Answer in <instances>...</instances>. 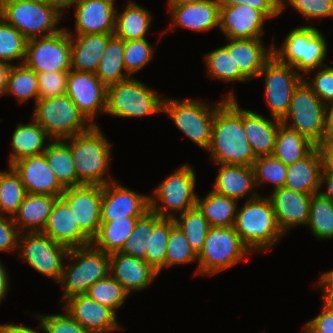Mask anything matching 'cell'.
<instances>
[{"mask_svg":"<svg viewBox=\"0 0 333 333\" xmlns=\"http://www.w3.org/2000/svg\"><path fill=\"white\" fill-rule=\"evenodd\" d=\"M216 164L250 167L257 159L242 124V108L233 91L216 106L211 142L208 147Z\"/></svg>","mask_w":333,"mask_h":333,"instance_id":"cell-1","label":"cell"},{"mask_svg":"<svg viewBox=\"0 0 333 333\" xmlns=\"http://www.w3.org/2000/svg\"><path fill=\"white\" fill-rule=\"evenodd\" d=\"M234 229L251 253L268 252L285 235L269 197L261 195L246 199L243 207L237 209Z\"/></svg>","mask_w":333,"mask_h":333,"instance_id":"cell-2","label":"cell"},{"mask_svg":"<svg viewBox=\"0 0 333 333\" xmlns=\"http://www.w3.org/2000/svg\"><path fill=\"white\" fill-rule=\"evenodd\" d=\"M98 125L67 140L78 177V186L105 185L115 181L105 177L112 153L107 137Z\"/></svg>","mask_w":333,"mask_h":333,"instance_id":"cell-3","label":"cell"},{"mask_svg":"<svg viewBox=\"0 0 333 333\" xmlns=\"http://www.w3.org/2000/svg\"><path fill=\"white\" fill-rule=\"evenodd\" d=\"M66 258L70 264L63 267L58 281L63 287V303L72 296L86 294L90 286L110 274V254L92 244L70 248Z\"/></svg>","mask_w":333,"mask_h":333,"instance_id":"cell-4","label":"cell"},{"mask_svg":"<svg viewBox=\"0 0 333 333\" xmlns=\"http://www.w3.org/2000/svg\"><path fill=\"white\" fill-rule=\"evenodd\" d=\"M63 13L60 7L37 0H7L0 5V17L27 40L61 31L56 26Z\"/></svg>","mask_w":333,"mask_h":333,"instance_id":"cell-5","label":"cell"},{"mask_svg":"<svg viewBox=\"0 0 333 333\" xmlns=\"http://www.w3.org/2000/svg\"><path fill=\"white\" fill-rule=\"evenodd\" d=\"M32 115L51 141H67L93 126L67 94L38 99Z\"/></svg>","mask_w":333,"mask_h":333,"instance_id":"cell-6","label":"cell"},{"mask_svg":"<svg viewBox=\"0 0 333 333\" xmlns=\"http://www.w3.org/2000/svg\"><path fill=\"white\" fill-rule=\"evenodd\" d=\"M313 26H300L291 30L281 46L273 43V55L282 63L307 73L327 65V42L322 33ZM300 71V72H299Z\"/></svg>","mask_w":333,"mask_h":333,"instance_id":"cell-7","label":"cell"},{"mask_svg":"<svg viewBox=\"0 0 333 333\" xmlns=\"http://www.w3.org/2000/svg\"><path fill=\"white\" fill-rule=\"evenodd\" d=\"M153 88L130 77L107 87L105 113L131 118L155 115L163 111V97Z\"/></svg>","mask_w":333,"mask_h":333,"instance_id":"cell-8","label":"cell"},{"mask_svg":"<svg viewBox=\"0 0 333 333\" xmlns=\"http://www.w3.org/2000/svg\"><path fill=\"white\" fill-rule=\"evenodd\" d=\"M250 250L232 227H210L198 256L196 274L214 275L248 257ZM247 255V256H246Z\"/></svg>","mask_w":333,"mask_h":333,"instance_id":"cell-9","label":"cell"},{"mask_svg":"<svg viewBox=\"0 0 333 333\" xmlns=\"http://www.w3.org/2000/svg\"><path fill=\"white\" fill-rule=\"evenodd\" d=\"M195 182L194 169L188 164L182 165L154 190L149 197L150 209L160 217L174 219L177 213L180 215L195 207L198 197Z\"/></svg>","mask_w":333,"mask_h":333,"instance_id":"cell-10","label":"cell"},{"mask_svg":"<svg viewBox=\"0 0 333 333\" xmlns=\"http://www.w3.org/2000/svg\"><path fill=\"white\" fill-rule=\"evenodd\" d=\"M281 123L316 146L325 140V104L304 80L295 88L289 110Z\"/></svg>","mask_w":333,"mask_h":333,"instance_id":"cell-11","label":"cell"},{"mask_svg":"<svg viewBox=\"0 0 333 333\" xmlns=\"http://www.w3.org/2000/svg\"><path fill=\"white\" fill-rule=\"evenodd\" d=\"M216 105L209 106L197 99H172L165 97L163 112L168 114L178 129L197 146L208 149Z\"/></svg>","mask_w":333,"mask_h":333,"instance_id":"cell-12","label":"cell"},{"mask_svg":"<svg viewBox=\"0 0 333 333\" xmlns=\"http://www.w3.org/2000/svg\"><path fill=\"white\" fill-rule=\"evenodd\" d=\"M20 251V252H19ZM69 248L53 241L42 232H23L18 239V253L37 272L60 280Z\"/></svg>","mask_w":333,"mask_h":333,"instance_id":"cell-13","label":"cell"},{"mask_svg":"<svg viewBox=\"0 0 333 333\" xmlns=\"http://www.w3.org/2000/svg\"><path fill=\"white\" fill-rule=\"evenodd\" d=\"M70 59V36L66 28L51 35L27 40L24 64L36 73L69 72Z\"/></svg>","mask_w":333,"mask_h":333,"instance_id":"cell-14","label":"cell"},{"mask_svg":"<svg viewBox=\"0 0 333 333\" xmlns=\"http://www.w3.org/2000/svg\"><path fill=\"white\" fill-rule=\"evenodd\" d=\"M262 76H265L264 92L270 116L282 121L289 110L293 92L304 76L274 55L266 62L258 78Z\"/></svg>","mask_w":333,"mask_h":333,"instance_id":"cell-15","label":"cell"},{"mask_svg":"<svg viewBox=\"0 0 333 333\" xmlns=\"http://www.w3.org/2000/svg\"><path fill=\"white\" fill-rule=\"evenodd\" d=\"M66 94L92 124L99 112L105 113L107 87L94 73L70 70L67 76Z\"/></svg>","mask_w":333,"mask_h":333,"instance_id":"cell-16","label":"cell"},{"mask_svg":"<svg viewBox=\"0 0 333 333\" xmlns=\"http://www.w3.org/2000/svg\"><path fill=\"white\" fill-rule=\"evenodd\" d=\"M61 198L69 205L80 230L92 241L101 223L102 186L83 184L66 188Z\"/></svg>","mask_w":333,"mask_h":333,"instance_id":"cell-17","label":"cell"},{"mask_svg":"<svg viewBox=\"0 0 333 333\" xmlns=\"http://www.w3.org/2000/svg\"><path fill=\"white\" fill-rule=\"evenodd\" d=\"M150 196L124 187L112 181L102 186L101 222H110L123 217H141L150 210Z\"/></svg>","mask_w":333,"mask_h":333,"instance_id":"cell-18","label":"cell"},{"mask_svg":"<svg viewBox=\"0 0 333 333\" xmlns=\"http://www.w3.org/2000/svg\"><path fill=\"white\" fill-rule=\"evenodd\" d=\"M10 166L19 175L28 194L62 196L65 189L57 181L44 153L21 158Z\"/></svg>","mask_w":333,"mask_h":333,"instance_id":"cell-19","label":"cell"},{"mask_svg":"<svg viewBox=\"0 0 333 333\" xmlns=\"http://www.w3.org/2000/svg\"><path fill=\"white\" fill-rule=\"evenodd\" d=\"M70 6L75 7L76 34H114V0H72Z\"/></svg>","mask_w":333,"mask_h":333,"instance_id":"cell-20","label":"cell"},{"mask_svg":"<svg viewBox=\"0 0 333 333\" xmlns=\"http://www.w3.org/2000/svg\"><path fill=\"white\" fill-rule=\"evenodd\" d=\"M63 308L90 333H108L121 329L117 313L86 294L70 297L64 302Z\"/></svg>","mask_w":333,"mask_h":333,"instance_id":"cell-21","label":"cell"},{"mask_svg":"<svg viewBox=\"0 0 333 333\" xmlns=\"http://www.w3.org/2000/svg\"><path fill=\"white\" fill-rule=\"evenodd\" d=\"M269 18L249 5L220 8L219 29L227 39H257L264 33L263 25Z\"/></svg>","mask_w":333,"mask_h":333,"instance_id":"cell-22","label":"cell"},{"mask_svg":"<svg viewBox=\"0 0 333 333\" xmlns=\"http://www.w3.org/2000/svg\"><path fill=\"white\" fill-rule=\"evenodd\" d=\"M42 233L69 249L92 243L80 230L69 205L61 197L56 199Z\"/></svg>","mask_w":333,"mask_h":333,"instance_id":"cell-23","label":"cell"},{"mask_svg":"<svg viewBox=\"0 0 333 333\" xmlns=\"http://www.w3.org/2000/svg\"><path fill=\"white\" fill-rule=\"evenodd\" d=\"M311 196L286 187L273 190L269 199L274 207L278 225L284 234L297 225L307 226Z\"/></svg>","mask_w":333,"mask_h":333,"instance_id":"cell-24","label":"cell"},{"mask_svg":"<svg viewBox=\"0 0 333 333\" xmlns=\"http://www.w3.org/2000/svg\"><path fill=\"white\" fill-rule=\"evenodd\" d=\"M110 275L131 293L146 289L159 274L145 260L115 252L110 254Z\"/></svg>","mask_w":333,"mask_h":333,"instance_id":"cell-25","label":"cell"},{"mask_svg":"<svg viewBox=\"0 0 333 333\" xmlns=\"http://www.w3.org/2000/svg\"><path fill=\"white\" fill-rule=\"evenodd\" d=\"M173 24L167 31H173L176 26L195 31H209L219 27L220 8L218 0H207L189 3L171 8L168 11Z\"/></svg>","mask_w":333,"mask_h":333,"instance_id":"cell-26","label":"cell"},{"mask_svg":"<svg viewBox=\"0 0 333 333\" xmlns=\"http://www.w3.org/2000/svg\"><path fill=\"white\" fill-rule=\"evenodd\" d=\"M68 34L71 46V70L94 73L113 34ZM75 36V37H74Z\"/></svg>","mask_w":333,"mask_h":333,"instance_id":"cell-27","label":"cell"},{"mask_svg":"<svg viewBox=\"0 0 333 333\" xmlns=\"http://www.w3.org/2000/svg\"><path fill=\"white\" fill-rule=\"evenodd\" d=\"M242 124L255 156L272 155L281 121L242 108Z\"/></svg>","mask_w":333,"mask_h":333,"instance_id":"cell-28","label":"cell"},{"mask_svg":"<svg viewBox=\"0 0 333 333\" xmlns=\"http://www.w3.org/2000/svg\"><path fill=\"white\" fill-rule=\"evenodd\" d=\"M321 172V156L315 147L307 156L287 166L284 187L304 194L318 193L321 189Z\"/></svg>","mask_w":333,"mask_h":333,"instance_id":"cell-29","label":"cell"},{"mask_svg":"<svg viewBox=\"0 0 333 333\" xmlns=\"http://www.w3.org/2000/svg\"><path fill=\"white\" fill-rule=\"evenodd\" d=\"M219 170L215 178L213 191L236 200L249 196L250 199L258 195L252 192L255 184L252 166L219 164Z\"/></svg>","mask_w":333,"mask_h":333,"instance_id":"cell-30","label":"cell"},{"mask_svg":"<svg viewBox=\"0 0 333 333\" xmlns=\"http://www.w3.org/2000/svg\"><path fill=\"white\" fill-rule=\"evenodd\" d=\"M57 198L50 195L27 193L17 213L13 216L19 232H42Z\"/></svg>","mask_w":333,"mask_h":333,"instance_id":"cell-31","label":"cell"},{"mask_svg":"<svg viewBox=\"0 0 333 333\" xmlns=\"http://www.w3.org/2000/svg\"><path fill=\"white\" fill-rule=\"evenodd\" d=\"M273 56V44L268 49L262 38L232 39V58L240 71L250 80L259 76L266 62Z\"/></svg>","mask_w":333,"mask_h":333,"instance_id":"cell-32","label":"cell"},{"mask_svg":"<svg viewBox=\"0 0 333 333\" xmlns=\"http://www.w3.org/2000/svg\"><path fill=\"white\" fill-rule=\"evenodd\" d=\"M151 19L148 9L130 0L121 14L116 9L113 35L123 41L146 39Z\"/></svg>","mask_w":333,"mask_h":333,"instance_id":"cell-33","label":"cell"},{"mask_svg":"<svg viewBox=\"0 0 333 333\" xmlns=\"http://www.w3.org/2000/svg\"><path fill=\"white\" fill-rule=\"evenodd\" d=\"M47 138L46 131L33 118L28 124L19 122L12 135L9 166L21 158L42 154L47 147Z\"/></svg>","mask_w":333,"mask_h":333,"instance_id":"cell-34","label":"cell"},{"mask_svg":"<svg viewBox=\"0 0 333 333\" xmlns=\"http://www.w3.org/2000/svg\"><path fill=\"white\" fill-rule=\"evenodd\" d=\"M237 201L212 190L202 199L198 196L196 206L211 227H232L238 209Z\"/></svg>","mask_w":333,"mask_h":333,"instance_id":"cell-35","label":"cell"},{"mask_svg":"<svg viewBox=\"0 0 333 333\" xmlns=\"http://www.w3.org/2000/svg\"><path fill=\"white\" fill-rule=\"evenodd\" d=\"M315 147L305 136L281 123L272 155L288 166L307 156Z\"/></svg>","mask_w":333,"mask_h":333,"instance_id":"cell-36","label":"cell"},{"mask_svg":"<svg viewBox=\"0 0 333 333\" xmlns=\"http://www.w3.org/2000/svg\"><path fill=\"white\" fill-rule=\"evenodd\" d=\"M139 217H123L110 222H101L100 228L92 240V245L104 253L120 252L133 232Z\"/></svg>","mask_w":333,"mask_h":333,"instance_id":"cell-37","label":"cell"},{"mask_svg":"<svg viewBox=\"0 0 333 333\" xmlns=\"http://www.w3.org/2000/svg\"><path fill=\"white\" fill-rule=\"evenodd\" d=\"M57 181L66 189L78 186V177L67 141L48 142L43 152Z\"/></svg>","mask_w":333,"mask_h":333,"instance_id":"cell-38","label":"cell"},{"mask_svg":"<svg viewBox=\"0 0 333 333\" xmlns=\"http://www.w3.org/2000/svg\"><path fill=\"white\" fill-rule=\"evenodd\" d=\"M123 53L124 41L113 36L108 41L98 68L95 71V75L106 87L130 78L124 67Z\"/></svg>","mask_w":333,"mask_h":333,"instance_id":"cell-39","label":"cell"},{"mask_svg":"<svg viewBox=\"0 0 333 333\" xmlns=\"http://www.w3.org/2000/svg\"><path fill=\"white\" fill-rule=\"evenodd\" d=\"M224 46L204 55L206 67L211 79L226 82H243L249 80L239 69L232 58V39Z\"/></svg>","mask_w":333,"mask_h":333,"instance_id":"cell-40","label":"cell"},{"mask_svg":"<svg viewBox=\"0 0 333 333\" xmlns=\"http://www.w3.org/2000/svg\"><path fill=\"white\" fill-rule=\"evenodd\" d=\"M5 94L16 96L21 104L34 97L36 103L39 99L37 73L24 63L13 64L8 75Z\"/></svg>","mask_w":333,"mask_h":333,"instance_id":"cell-41","label":"cell"},{"mask_svg":"<svg viewBox=\"0 0 333 333\" xmlns=\"http://www.w3.org/2000/svg\"><path fill=\"white\" fill-rule=\"evenodd\" d=\"M175 225L174 219L163 218L153 212V232L151 234L150 252L145 261L160 274L165 268V256L170 230Z\"/></svg>","mask_w":333,"mask_h":333,"instance_id":"cell-42","label":"cell"},{"mask_svg":"<svg viewBox=\"0 0 333 333\" xmlns=\"http://www.w3.org/2000/svg\"><path fill=\"white\" fill-rule=\"evenodd\" d=\"M175 225L185 234L191 249L198 255L203 247L210 224L197 206L174 218Z\"/></svg>","mask_w":333,"mask_h":333,"instance_id":"cell-43","label":"cell"},{"mask_svg":"<svg viewBox=\"0 0 333 333\" xmlns=\"http://www.w3.org/2000/svg\"><path fill=\"white\" fill-rule=\"evenodd\" d=\"M307 225L316 239L333 238V202L319 192L311 196Z\"/></svg>","mask_w":333,"mask_h":333,"instance_id":"cell-44","label":"cell"},{"mask_svg":"<svg viewBox=\"0 0 333 333\" xmlns=\"http://www.w3.org/2000/svg\"><path fill=\"white\" fill-rule=\"evenodd\" d=\"M9 167V171H0V215L13 218L27 192L19 175Z\"/></svg>","mask_w":333,"mask_h":333,"instance_id":"cell-45","label":"cell"},{"mask_svg":"<svg viewBox=\"0 0 333 333\" xmlns=\"http://www.w3.org/2000/svg\"><path fill=\"white\" fill-rule=\"evenodd\" d=\"M152 232L153 211L150 209L137 219L133 232L120 252L128 256L145 260L147 252H150Z\"/></svg>","mask_w":333,"mask_h":333,"instance_id":"cell-46","label":"cell"},{"mask_svg":"<svg viewBox=\"0 0 333 333\" xmlns=\"http://www.w3.org/2000/svg\"><path fill=\"white\" fill-rule=\"evenodd\" d=\"M86 295L116 313V310L124 304L129 293L109 274L90 286Z\"/></svg>","mask_w":333,"mask_h":333,"instance_id":"cell-47","label":"cell"},{"mask_svg":"<svg viewBox=\"0 0 333 333\" xmlns=\"http://www.w3.org/2000/svg\"><path fill=\"white\" fill-rule=\"evenodd\" d=\"M27 39L13 26L0 17V61L14 64L21 59L24 63ZM12 62V63H11Z\"/></svg>","mask_w":333,"mask_h":333,"instance_id":"cell-48","label":"cell"},{"mask_svg":"<svg viewBox=\"0 0 333 333\" xmlns=\"http://www.w3.org/2000/svg\"><path fill=\"white\" fill-rule=\"evenodd\" d=\"M253 172L255 178V184L262 185L265 182L273 184V190L284 187L287 166L283 164L279 159L273 155L259 156L254 161Z\"/></svg>","mask_w":333,"mask_h":333,"instance_id":"cell-49","label":"cell"},{"mask_svg":"<svg viewBox=\"0 0 333 333\" xmlns=\"http://www.w3.org/2000/svg\"><path fill=\"white\" fill-rule=\"evenodd\" d=\"M154 48L146 39L124 41V67L126 73L132 77L142 70L154 56Z\"/></svg>","mask_w":333,"mask_h":333,"instance_id":"cell-50","label":"cell"},{"mask_svg":"<svg viewBox=\"0 0 333 333\" xmlns=\"http://www.w3.org/2000/svg\"><path fill=\"white\" fill-rule=\"evenodd\" d=\"M198 260V256L191 249L185 234L174 225L170 230L165 256V267L185 264Z\"/></svg>","mask_w":333,"mask_h":333,"instance_id":"cell-51","label":"cell"},{"mask_svg":"<svg viewBox=\"0 0 333 333\" xmlns=\"http://www.w3.org/2000/svg\"><path fill=\"white\" fill-rule=\"evenodd\" d=\"M64 310V314L34 315L45 333H90Z\"/></svg>","mask_w":333,"mask_h":333,"instance_id":"cell-52","label":"cell"},{"mask_svg":"<svg viewBox=\"0 0 333 333\" xmlns=\"http://www.w3.org/2000/svg\"><path fill=\"white\" fill-rule=\"evenodd\" d=\"M284 1L280 0V13L287 6ZM287 4L306 19L333 17V0H287Z\"/></svg>","mask_w":333,"mask_h":333,"instance_id":"cell-53","label":"cell"},{"mask_svg":"<svg viewBox=\"0 0 333 333\" xmlns=\"http://www.w3.org/2000/svg\"><path fill=\"white\" fill-rule=\"evenodd\" d=\"M38 76L39 99L66 94L68 72H40Z\"/></svg>","mask_w":333,"mask_h":333,"instance_id":"cell-54","label":"cell"},{"mask_svg":"<svg viewBox=\"0 0 333 333\" xmlns=\"http://www.w3.org/2000/svg\"><path fill=\"white\" fill-rule=\"evenodd\" d=\"M303 80L325 105L333 101V67L322 66L318 68L312 81L305 78Z\"/></svg>","mask_w":333,"mask_h":333,"instance_id":"cell-55","label":"cell"},{"mask_svg":"<svg viewBox=\"0 0 333 333\" xmlns=\"http://www.w3.org/2000/svg\"><path fill=\"white\" fill-rule=\"evenodd\" d=\"M20 232L16 227L13 218L0 215V252L13 251L18 249Z\"/></svg>","mask_w":333,"mask_h":333,"instance_id":"cell-56","label":"cell"},{"mask_svg":"<svg viewBox=\"0 0 333 333\" xmlns=\"http://www.w3.org/2000/svg\"><path fill=\"white\" fill-rule=\"evenodd\" d=\"M219 8L231 5H249L261 10L269 19L280 15V0H218Z\"/></svg>","mask_w":333,"mask_h":333,"instance_id":"cell-57","label":"cell"},{"mask_svg":"<svg viewBox=\"0 0 333 333\" xmlns=\"http://www.w3.org/2000/svg\"><path fill=\"white\" fill-rule=\"evenodd\" d=\"M305 333H333V309L322 306L321 313L304 326Z\"/></svg>","mask_w":333,"mask_h":333,"instance_id":"cell-58","label":"cell"},{"mask_svg":"<svg viewBox=\"0 0 333 333\" xmlns=\"http://www.w3.org/2000/svg\"><path fill=\"white\" fill-rule=\"evenodd\" d=\"M322 306L333 309V270L324 272L319 279Z\"/></svg>","mask_w":333,"mask_h":333,"instance_id":"cell-59","label":"cell"},{"mask_svg":"<svg viewBox=\"0 0 333 333\" xmlns=\"http://www.w3.org/2000/svg\"><path fill=\"white\" fill-rule=\"evenodd\" d=\"M322 162L321 173L333 174V139L324 140L316 146Z\"/></svg>","mask_w":333,"mask_h":333,"instance_id":"cell-60","label":"cell"},{"mask_svg":"<svg viewBox=\"0 0 333 333\" xmlns=\"http://www.w3.org/2000/svg\"><path fill=\"white\" fill-rule=\"evenodd\" d=\"M333 139V101L325 105V140Z\"/></svg>","mask_w":333,"mask_h":333,"instance_id":"cell-61","label":"cell"},{"mask_svg":"<svg viewBox=\"0 0 333 333\" xmlns=\"http://www.w3.org/2000/svg\"><path fill=\"white\" fill-rule=\"evenodd\" d=\"M321 187L326 184L325 191H319L324 197L330 199L333 202V174L321 173ZM325 183V184H324Z\"/></svg>","mask_w":333,"mask_h":333,"instance_id":"cell-62","label":"cell"},{"mask_svg":"<svg viewBox=\"0 0 333 333\" xmlns=\"http://www.w3.org/2000/svg\"><path fill=\"white\" fill-rule=\"evenodd\" d=\"M0 333H39L36 330L22 326V325H14L13 324H0Z\"/></svg>","mask_w":333,"mask_h":333,"instance_id":"cell-63","label":"cell"},{"mask_svg":"<svg viewBox=\"0 0 333 333\" xmlns=\"http://www.w3.org/2000/svg\"><path fill=\"white\" fill-rule=\"evenodd\" d=\"M11 66L12 64L0 61V95L5 94Z\"/></svg>","mask_w":333,"mask_h":333,"instance_id":"cell-64","label":"cell"},{"mask_svg":"<svg viewBox=\"0 0 333 333\" xmlns=\"http://www.w3.org/2000/svg\"><path fill=\"white\" fill-rule=\"evenodd\" d=\"M4 267L5 266L0 261V303L6 296V294L8 292V286H9L8 272Z\"/></svg>","mask_w":333,"mask_h":333,"instance_id":"cell-65","label":"cell"},{"mask_svg":"<svg viewBox=\"0 0 333 333\" xmlns=\"http://www.w3.org/2000/svg\"><path fill=\"white\" fill-rule=\"evenodd\" d=\"M201 1H207V0H168V11L176 6L184 5V4H189V3H196V2H201Z\"/></svg>","mask_w":333,"mask_h":333,"instance_id":"cell-66","label":"cell"},{"mask_svg":"<svg viewBox=\"0 0 333 333\" xmlns=\"http://www.w3.org/2000/svg\"><path fill=\"white\" fill-rule=\"evenodd\" d=\"M72 0H49V4L60 7L63 11Z\"/></svg>","mask_w":333,"mask_h":333,"instance_id":"cell-67","label":"cell"},{"mask_svg":"<svg viewBox=\"0 0 333 333\" xmlns=\"http://www.w3.org/2000/svg\"><path fill=\"white\" fill-rule=\"evenodd\" d=\"M37 1L45 2V3H49V0H37Z\"/></svg>","mask_w":333,"mask_h":333,"instance_id":"cell-68","label":"cell"},{"mask_svg":"<svg viewBox=\"0 0 333 333\" xmlns=\"http://www.w3.org/2000/svg\"><path fill=\"white\" fill-rule=\"evenodd\" d=\"M4 1H7V0H0V5H1Z\"/></svg>","mask_w":333,"mask_h":333,"instance_id":"cell-69","label":"cell"}]
</instances>
